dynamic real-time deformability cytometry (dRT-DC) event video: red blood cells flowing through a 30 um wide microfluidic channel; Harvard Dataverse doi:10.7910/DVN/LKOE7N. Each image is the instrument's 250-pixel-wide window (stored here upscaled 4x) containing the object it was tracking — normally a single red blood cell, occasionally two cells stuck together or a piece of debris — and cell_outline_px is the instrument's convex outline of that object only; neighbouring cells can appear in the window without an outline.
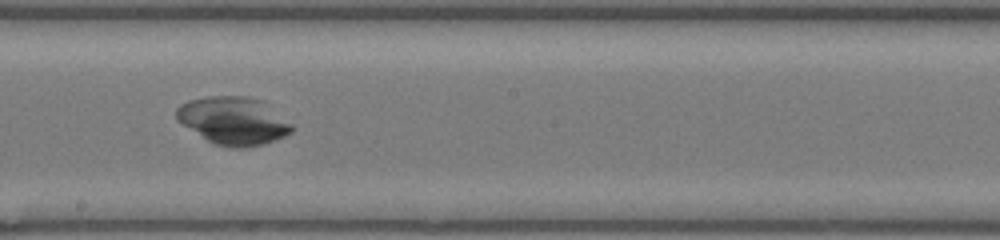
{"species": "common noctule bat (a hibernating species)", "species_latin": "Nyctalus noctula", "temperature_condition": "room temperature", "stored_images_in_passage": 50, "camera_frame_rate_fps": 3000, "um_per_image_px": 0.085, "animal": {"sex": "female", "body_mass_g": 17.0, "forearm_length_mm": 48.0}, "frame": {"image": 1, "passage_image": 27, "time_ms": 8.667, "image_size_px": [1000, 240], "cell_outline_px": [[296, 128], [292, 132], [284, 136], [264, 144], [248, 148], [232, 148], [212, 144], [176, 120], [176, 108], [180, 104], [188, 100], [208, 96], [248, 96], [264, 100], [292, 124]], "centroid_in_image_um": [19.85, 10.26], "position_along_channel_um": 228.4, "area_um2": 32.66}}
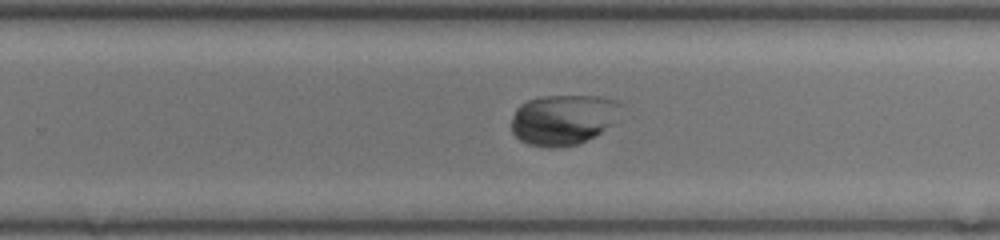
{"frame": {"image": 2, "passage_image": 31, "time_ms": 10.0, "image_size_px": [1000, 240], "cell_outline_px": [[620, 104], [612, 124], [596, 136], [580, 144], [560, 148], [548, 148], [528, 144], [520, 140], [512, 132], [512, 116], [516, 108], [520, 104], [528, 100], [540, 96], [600, 96], [616, 100]], "centroid_in_image_um": [47.83, 10.18], "position_along_channel_um": 282.0, "area_um2": 32.31}}